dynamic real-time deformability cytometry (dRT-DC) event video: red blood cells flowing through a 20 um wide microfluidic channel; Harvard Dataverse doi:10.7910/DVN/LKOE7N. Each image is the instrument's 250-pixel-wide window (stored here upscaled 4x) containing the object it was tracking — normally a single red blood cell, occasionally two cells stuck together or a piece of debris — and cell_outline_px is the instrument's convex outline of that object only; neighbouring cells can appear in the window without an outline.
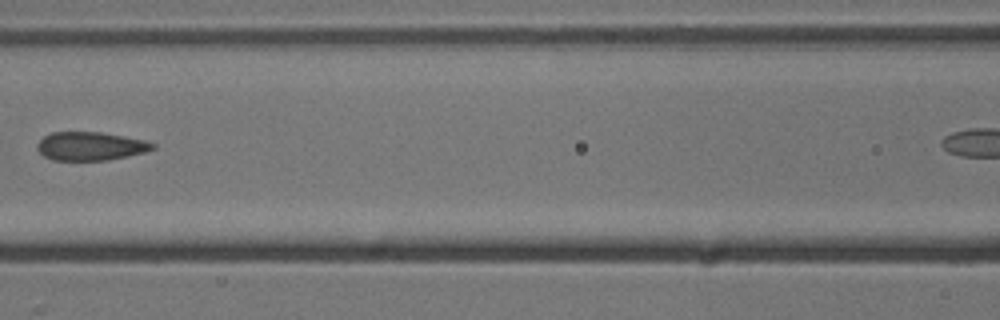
{"species": "common noctule bat (a hibernating species)", "species_latin": "Nyctalus noctula", "temperature_condition": "cold", "stored_images_in_passage": 8, "camera_frame_rate_fps": 3000, "um_per_image_px": 0.085, "animal": {"sex": "male", "body_mass_g": 13.3}, "frame": {"image": 1, "passage_image": 6, "time_ms": 6.0, "image_size_px": [1000, 320], "cell_outline_px": [[156, 148], [144, 152], [128, 156], [108, 160], [52, 160], [44, 156], [36, 148], [36, 144], [44, 136], [52, 132], [100, 132], [144, 140], [156, 144]], "centroid_in_image_um": [7.68, 12.42], "position_along_channel_um": 158.9, "area_um2": 19.13}}
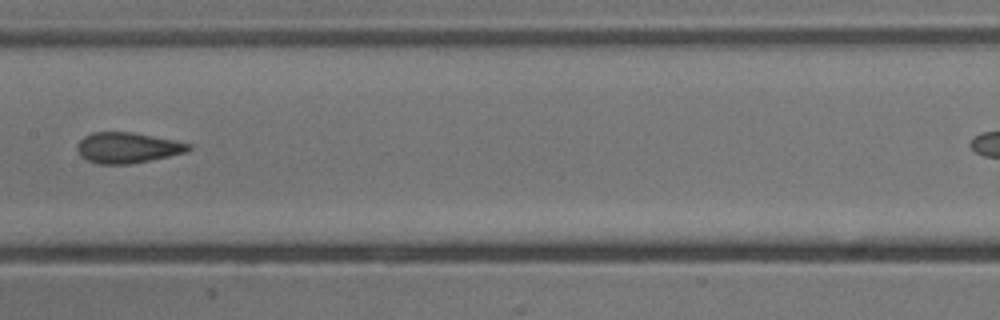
{"frame": {"image": 2, "passage_image": 7, "time_ms": 7.0, "image_size_px": [1000, 320], "cell_outline_px": [[192, 148], [188, 152], [128, 164], [100, 164], [88, 160], [80, 156], [76, 148], [76, 144], [84, 136], [92, 132], [132, 132], [176, 140], [192, 144]], "centroid_in_image_um": [10.84, 12.54], "position_along_channel_um": 196.6, "area_um2": 19.94}}